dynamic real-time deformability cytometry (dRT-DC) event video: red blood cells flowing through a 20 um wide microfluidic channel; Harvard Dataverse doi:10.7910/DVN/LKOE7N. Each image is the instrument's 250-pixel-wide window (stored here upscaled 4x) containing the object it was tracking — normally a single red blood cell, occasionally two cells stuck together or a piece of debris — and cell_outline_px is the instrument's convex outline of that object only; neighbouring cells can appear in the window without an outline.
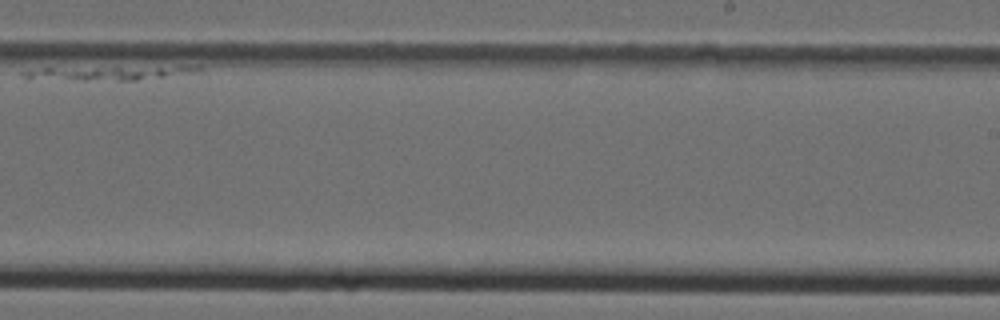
{"species": "Egyptian fruit bat (a non-hibernating species)", "species_latin": "Rousettus aegyptiacus", "temperature_condition": "cold", "stored_images_in_passage": 14, "segment_of_instrument_passage": [2, 2], "camera_frame_rate_fps": 3000, "um_per_image_px": 0.085, "animal": {"sex": "female"}, "frame": {"image": 1, "passage_image": 13, "time_ms": 15.333, "image_size_px": [1000, 320], "cell_outline_px": [[200, 68], [164, 76], [136, 80], [28, 80], [20, 76], [20, 72], [40, 68], [200, 64]], "centroid_in_image_um": [9.04, 6.17], "position_along_channel_um": 280.0, "area_um2": 15.03}}